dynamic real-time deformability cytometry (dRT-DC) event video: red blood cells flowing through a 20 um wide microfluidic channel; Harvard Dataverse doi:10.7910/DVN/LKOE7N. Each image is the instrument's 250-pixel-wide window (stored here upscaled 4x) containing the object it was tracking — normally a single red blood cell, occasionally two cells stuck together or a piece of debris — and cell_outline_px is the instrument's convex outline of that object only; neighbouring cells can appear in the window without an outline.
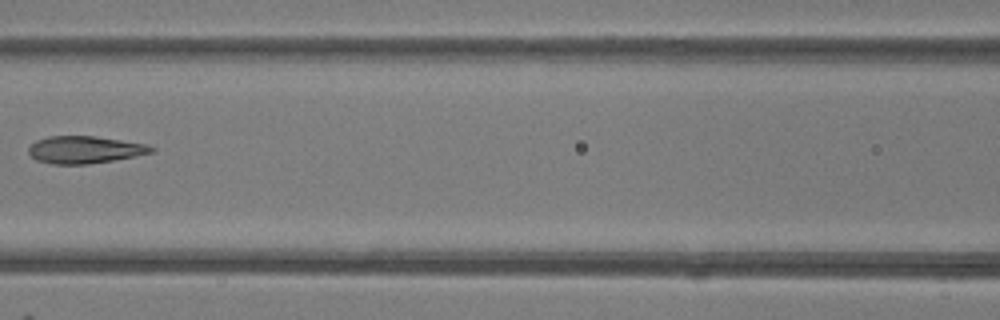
{"species": "common noctule bat (a hibernating species)", "species_latin": "Nyctalus noctula", "temperature_condition": "room temperature", "stored_images_in_passage": 3, "camera_frame_rate_fps": 3000, "um_per_image_px": 0.085, "animal": {"sex": "female"}, "frame": {"image": 1, "passage_image": 3, "time_ms": 2.333, "image_size_px": [1000, 320], "cell_outline_px": [[156, 152], [112, 160], [88, 164], [52, 164], [36, 160], [28, 152], [28, 148], [36, 140], [48, 136], [96, 136], [148, 144], [156, 148]], "centroid_in_image_um": [7.23, 12.72], "position_along_channel_um": 159.4, "area_um2": 19.59}}